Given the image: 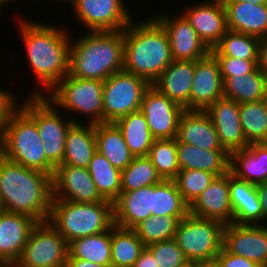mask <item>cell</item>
I'll list each match as a JSON object with an SVG mask.
<instances>
[{
    "label": "cell",
    "mask_w": 267,
    "mask_h": 267,
    "mask_svg": "<svg viewBox=\"0 0 267 267\" xmlns=\"http://www.w3.org/2000/svg\"><path fill=\"white\" fill-rule=\"evenodd\" d=\"M22 18L17 19L18 31L25 48L28 67H30L31 74L36 75V82L38 80L37 85L39 86V90L38 86L31 88L33 89L32 96H46L69 73L72 35L66 30V27L65 29L60 26L57 28L53 24Z\"/></svg>",
    "instance_id": "cell-1"
},
{
    "label": "cell",
    "mask_w": 267,
    "mask_h": 267,
    "mask_svg": "<svg viewBox=\"0 0 267 267\" xmlns=\"http://www.w3.org/2000/svg\"><path fill=\"white\" fill-rule=\"evenodd\" d=\"M53 199L52 176L26 168L0 154V200L4 211L48 221Z\"/></svg>",
    "instance_id": "cell-2"
},
{
    "label": "cell",
    "mask_w": 267,
    "mask_h": 267,
    "mask_svg": "<svg viewBox=\"0 0 267 267\" xmlns=\"http://www.w3.org/2000/svg\"><path fill=\"white\" fill-rule=\"evenodd\" d=\"M123 70L152 85L173 61L170 40L163 26L152 16L134 21L123 30Z\"/></svg>",
    "instance_id": "cell-3"
},
{
    "label": "cell",
    "mask_w": 267,
    "mask_h": 267,
    "mask_svg": "<svg viewBox=\"0 0 267 267\" xmlns=\"http://www.w3.org/2000/svg\"><path fill=\"white\" fill-rule=\"evenodd\" d=\"M77 38L70 43V76L105 81L123 70V30L86 32Z\"/></svg>",
    "instance_id": "cell-4"
},
{
    "label": "cell",
    "mask_w": 267,
    "mask_h": 267,
    "mask_svg": "<svg viewBox=\"0 0 267 267\" xmlns=\"http://www.w3.org/2000/svg\"><path fill=\"white\" fill-rule=\"evenodd\" d=\"M48 222L69 244L75 239L108 231L114 225L113 203L52 199Z\"/></svg>",
    "instance_id": "cell-5"
},
{
    "label": "cell",
    "mask_w": 267,
    "mask_h": 267,
    "mask_svg": "<svg viewBox=\"0 0 267 267\" xmlns=\"http://www.w3.org/2000/svg\"><path fill=\"white\" fill-rule=\"evenodd\" d=\"M0 154L10 161L53 176L36 121L20 107L0 132Z\"/></svg>",
    "instance_id": "cell-6"
},
{
    "label": "cell",
    "mask_w": 267,
    "mask_h": 267,
    "mask_svg": "<svg viewBox=\"0 0 267 267\" xmlns=\"http://www.w3.org/2000/svg\"><path fill=\"white\" fill-rule=\"evenodd\" d=\"M47 94L45 97L57 109H65L70 115L72 112L76 116L86 115L88 123H104L103 81L80 79L68 74Z\"/></svg>",
    "instance_id": "cell-7"
},
{
    "label": "cell",
    "mask_w": 267,
    "mask_h": 267,
    "mask_svg": "<svg viewBox=\"0 0 267 267\" xmlns=\"http://www.w3.org/2000/svg\"><path fill=\"white\" fill-rule=\"evenodd\" d=\"M19 105L36 121L46 158L55 167L62 164L67 131L73 123L82 121L76 117L66 120L45 96L29 95Z\"/></svg>",
    "instance_id": "cell-8"
},
{
    "label": "cell",
    "mask_w": 267,
    "mask_h": 267,
    "mask_svg": "<svg viewBox=\"0 0 267 267\" xmlns=\"http://www.w3.org/2000/svg\"><path fill=\"white\" fill-rule=\"evenodd\" d=\"M224 226L218 220L199 218L189 213L180 220L174 239L187 260L213 259L223 247Z\"/></svg>",
    "instance_id": "cell-9"
},
{
    "label": "cell",
    "mask_w": 267,
    "mask_h": 267,
    "mask_svg": "<svg viewBox=\"0 0 267 267\" xmlns=\"http://www.w3.org/2000/svg\"><path fill=\"white\" fill-rule=\"evenodd\" d=\"M151 85L127 71H119L103 81L104 122H115L141 109L145 91Z\"/></svg>",
    "instance_id": "cell-10"
},
{
    "label": "cell",
    "mask_w": 267,
    "mask_h": 267,
    "mask_svg": "<svg viewBox=\"0 0 267 267\" xmlns=\"http://www.w3.org/2000/svg\"><path fill=\"white\" fill-rule=\"evenodd\" d=\"M67 258V241L48 221H44L33 227L13 267H65Z\"/></svg>",
    "instance_id": "cell-11"
},
{
    "label": "cell",
    "mask_w": 267,
    "mask_h": 267,
    "mask_svg": "<svg viewBox=\"0 0 267 267\" xmlns=\"http://www.w3.org/2000/svg\"><path fill=\"white\" fill-rule=\"evenodd\" d=\"M70 2V3H69ZM124 0H68L71 13L88 32L121 31L132 20Z\"/></svg>",
    "instance_id": "cell-12"
},
{
    "label": "cell",
    "mask_w": 267,
    "mask_h": 267,
    "mask_svg": "<svg viewBox=\"0 0 267 267\" xmlns=\"http://www.w3.org/2000/svg\"><path fill=\"white\" fill-rule=\"evenodd\" d=\"M149 130L156 140L174 139L178 133V123L185 109L160 93L152 85L145 91L141 109Z\"/></svg>",
    "instance_id": "cell-13"
},
{
    "label": "cell",
    "mask_w": 267,
    "mask_h": 267,
    "mask_svg": "<svg viewBox=\"0 0 267 267\" xmlns=\"http://www.w3.org/2000/svg\"><path fill=\"white\" fill-rule=\"evenodd\" d=\"M152 15L166 30L173 60L196 61L207 56L211 50L201 40L190 23L180 13Z\"/></svg>",
    "instance_id": "cell-14"
},
{
    "label": "cell",
    "mask_w": 267,
    "mask_h": 267,
    "mask_svg": "<svg viewBox=\"0 0 267 267\" xmlns=\"http://www.w3.org/2000/svg\"><path fill=\"white\" fill-rule=\"evenodd\" d=\"M52 186L53 199L77 203H97L104 200L86 168L58 165L52 176Z\"/></svg>",
    "instance_id": "cell-15"
},
{
    "label": "cell",
    "mask_w": 267,
    "mask_h": 267,
    "mask_svg": "<svg viewBox=\"0 0 267 267\" xmlns=\"http://www.w3.org/2000/svg\"><path fill=\"white\" fill-rule=\"evenodd\" d=\"M223 247L230 253L257 262L267 263V224H225Z\"/></svg>",
    "instance_id": "cell-16"
},
{
    "label": "cell",
    "mask_w": 267,
    "mask_h": 267,
    "mask_svg": "<svg viewBox=\"0 0 267 267\" xmlns=\"http://www.w3.org/2000/svg\"><path fill=\"white\" fill-rule=\"evenodd\" d=\"M183 12L181 14L210 50L220 42L227 31L226 12L222 0H203L189 8L186 5Z\"/></svg>",
    "instance_id": "cell-17"
},
{
    "label": "cell",
    "mask_w": 267,
    "mask_h": 267,
    "mask_svg": "<svg viewBox=\"0 0 267 267\" xmlns=\"http://www.w3.org/2000/svg\"><path fill=\"white\" fill-rule=\"evenodd\" d=\"M223 97V80L220 66L210 52L195 61L194 79L190 91V110L205 111Z\"/></svg>",
    "instance_id": "cell-18"
},
{
    "label": "cell",
    "mask_w": 267,
    "mask_h": 267,
    "mask_svg": "<svg viewBox=\"0 0 267 267\" xmlns=\"http://www.w3.org/2000/svg\"><path fill=\"white\" fill-rule=\"evenodd\" d=\"M239 105L222 97L205 110L215 126L221 145L229 154L249 145L241 126Z\"/></svg>",
    "instance_id": "cell-19"
},
{
    "label": "cell",
    "mask_w": 267,
    "mask_h": 267,
    "mask_svg": "<svg viewBox=\"0 0 267 267\" xmlns=\"http://www.w3.org/2000/svg\"><path fill=\"white\" fill-rule=\"evenodd\" d=\"M38 222L24 214H0V261L13 267L18 261L33 227Z\"/></svg>",
    "instance_id": "cell-20"
},
{
    "label": "cell",
    "mask_w": 267,
    "mask_h": 267,
    "mask_svg": "<svg viewBox=\"0 0 267 267\" xmlns=\"http://www.w3.org/2000/svg\"><path fill=\"white\" fill-rule=\"evenodd\" d=\"M191 215L233 223V210L229 194V172L216 176L211 184L189 206Z\"/></svg>",
    "instance_id": "cell-21"
},
{
    "label": "cell",
    "mask_w": 267,
    "mask_h": 267,
    "mask_svg": "<svg viewBox=\"0 0 267 267\" xmlns=\"http://www.w3.org/2000/svg\"><path fill=\"white\" fill-rule=\"evenodd\" d=\"M177 143H186L206 150H225L211 118L205 111L185 110L179 119Z\"/></svg>",
    "instance_id": "cell-22"
},
{
    "label": "cell",
    "mask_w": 267,
    "mask_h": 267,
    "mask_svg": "<svg viewBox=\"0 0 267 267\" xmlns=\"http://www.w3.org/2000/svg\"><path fill=\"white\" fill-rule=\"evenodd\" d=\"M194 71L195 61L173 60L152 86L185 110H190Z\"/></svg>",
    "instance_id": "cell-23"
},
{
    "label": "cell",
    "mask_w": 267,
    "mask_h": 267,
    "mask_svg": "<svg viewBox=\"0 0 267 267\" xmlns=\"http://www.w3.org/2000/svg\"><path fill=\"white\" fill-rule=\"evenodd\" d=\"M226 12L227 30L252 35L267 36V3L222 1Z\"/></svg>",
    "instance_id": "cell-24"
},
{
    "label": "cell",
    "mask_w": 267,
    "mask_h": 267,
    "mask_svg": "<svg viewBox=\"0 0 267 267\" xmlns=\"http://www.w3.org/2000/svg\"><path fill=\"white\" fill-rule=\"evenodd\" d=\"M229 194L233 223L263 225V211L255 184L241 180L229 171Z\"/></svg>",
    "instance_id": "cell-25"
},
{
    "label": "cell",
    "mask_w": 267,
    "mask_h": 267,
    "mask_svg": "<svg viewBox=\"0 0 267 267\" xmlns=\"http://www.w3.org/2000/svg\"><path fill=\"white\" fill-rule=\"evenodd\" d=\"M153 192L154 185L133 191H121L113 203L114 225L133 229L139 222L152 216Z\"/></svg>",
    "instance_id": "cell-26"
},
{
    "label": "cell",
    "mask_w": 267,
    "mask_h": 267,
    "mask_svg": "<svg viewBox=\"0 0 267 267\" xmlns=\"http://www.w3.org/2000/svg\"><path fill=\"white\" fill-rule=\"evenodd\" d=\"M229 171L237 178L252 184L267 181V147L251 143L230 153Z\"/></svg>",
    "instance_id": "cell-27"
},
{
    "label": "cell",
    "mask_w": 267,
    "mask_h": 267,
    "mask_svg": "<svg viewBox=\"0 0 267 267\" xmlns=\"http://www.w3.org/2000/svg\"><path fill=\"white\" fill-rule=\"evenodd\" d=\"M180 170L197 169L221 176L229 172L230 154L226 150H206L177 143Z\"/></svg>",
    "instance_id": "cell-28"
},
{
    "label": "cell",
    "mask_w": 267,
    "mask_h": 267,
    "mask_svg": "<svg viewBox=\"0 0 267 267\" xmlns=\"http://www.w3.org/2000/svg\"><path fill=\"white\" fill-rule=\"evenodd\" d=\"M96 151L95 124L73 123L67 131L62 164L87 169Z\"/></svg>",
    "instance_id": "cell-29"
},
{
    "label": "cell",
    "mask_w": 267,
    "mask_h": 267,
    "mask_svg": "<svg viewBox=\"0 0 267 267\" xmlns=\"http://www.w3.org/2000/svg\"><path fill=\"white\" fill-rule=\"evenodd\" d=\"M96 149L120 171L133 160L121 130L114 122L95 124Z\"/></svg>",
    "instance_id": "cell-30"
},
{
    "label": "cell",
    "mask_w": 267,
    "mask_h": 267,
    "mask_svg": "<svg viewBox=\"0 0 267 267\" xmlns=\"http://www.w3.org/2000/svg\"><path fill=\"white\" fill-rule=\"evenodd\" d=\"M223 97L241 104L263 100L267 75L258 67L245 75L222 77Z\"/></svg>",
    "instance_id": "cell-31"
},
{
    "label": "cell",
    "mask_w": 267,
    "mask_h": 267,
    "mask_svg": "<svg viewBox=\"0 0 267 267\" xmlns=\"http://www.w3.org/2000/svg\"><path fill=\"white\" fill-rule=\"evenodd\" d=\"M114 123L121 130L124 140L134 157L148 156L156 139L150 132L145 115L141 110L122 116Z\"/></svg>",
    "instance_id": "cell-32"
},
{
    "label": "cell",
    "mask_w": 267,
    "mask_h": 267,
    "mask_svg": "<svg viewBox=\"0 0 267 267\" xmlns=\"http://www.w3.org/2000/svg\"><path fill=\"white\" fill-rule=\"evenodd\" d=\"M68 258L84 259L96 264H111V228L70 242Z\"/></svg>",
    "instance_id": "cell-33"
},
{
    "label": "cell",
    "mask_w": 267,
    "mask_h": 267,
    "mask_svg": "<svg viewBox=\"0 0 267 267\" xmlns=\"http://www.w3.org/2000/svg\"><path fill=\"white\" fill-rule=\"evenodd\" d=\"M100 196L114 203L121 194V171L96 151L87 168Z\"/></svg>",
    "instance_id": "cell-34"
},
{
    "label": "cell",
    "mask_w": 267,
    "mask_h": 267,
    "mask_svg": "<svg viewBox=\"0 0 267 267\" xmlns=\"http://www.w3.org/2000/svg\"><path fill=\"white\" fill-rule=\"evenodd\" d=\"M145 248L133 229L111 227V265L113 267H133Z\"/></svg>",
    "instance_id": "cell-35"
},
{
    "label": "cell",
    "mask_w": 267,
    "mask_h": 267,
    "mask_svg": "<svg viewBox=\"0 0 267 267\" xmlns=\"http://www.w3.org/2000/svg\"><path fill=\"white\" fill-rule=\"evenodd\" d=\"M189 213V205L181 196L173 180H162L154 184L152 216H178L183 219Z\"/></svg>",
    "instance_id": "cell-36"
},
{
    "label": "cell",
    "mask_w": 267,
    "mask_h": 267,
    "mask_svg": "<svg viewBox=\"0 0 267 267\" xmlns=\"http://www.w3.org/2000/svg\"><path fill=\"white\" fill-rule=\"evenodd\" d=\"M214 57H233L258 61L259 38L227 30L220 42L211 49Z\"/></svg>",
    "instance_id": "cell-37"
},
{
    "label": "cell",
    "mask_w": 267,
    "mask_h": 267,
    "mask_svg": "<svg viewBox=\"0 0 267 267\" xmlns=\"http://www.w3.org/2000/svg\"><path fill=\"white\" fill-rule=\"evenodd\" d=\"M242 130L248 144L267 140V108L263 102H246L239 105Z\"/></svg>",
    "instance_id": "cell-38"
},
{
    "label": "cell",
    "mask_w": 267,
    "mask_h": 267,
    "mask_svg": "<svg viewBox=\"0 0 267 267\" xmlns=\"http://www.w3.org/2000/svg\"><path fill=\"white\" fill-rule=\"evenodd\" d=\"M162 180L148 156L134 157L121 171V191H133L158 184Z\"/></svg>",
    "instance_id": "cell-39"
},
{
    "label": "cell",
    "mask_w": 267,
    "mask_h": 267,
    "mask_svg": "<svg viewBox=\"0 0 267 267\" xmlns=\"http://www.w3.org/2000/svg\"><path fill=\"white\" fill-rule=\"evenodd\" d=\"M180 220L178 216H150L139 222L133 230L147 247L157 242L173 239Z\"/></svg>",
    "instance_id": "cell-40"
},
{
    "label": "cell",
    "mask_w": 267,
    "mask_h": 267,
    "mask_svg": "<svg viewBox=\"0 0 267 267\" xmlns=\"http://www.w3.org/2000/svg\"><path fill=\"white\" fill-rule=\"evenodd\" d=\"M148 157L163 180H173L180 171L176 138L155 140Z\"/></svg>",
    "instance_id": "cell-41"
},
{
    "label": "cell",
    "mask_w": 267,
    "mask_h": 267,
    "mask_svg": "<svg viewBox=\"0 0 267 267\" xmlns=\"http://www.w3.org/2000/svg\"><path fill=\"white\" fill-rule=\"evenodd\" d=\"M215 174L197 169L180 170L173 179L178 191L190 206L197 197L211 184Z\"/></svg>",
    "instance_id": "cell-42"
},
{
    "label": "cell",
    "mask_w": 267,
    "mask_h": 267,
    "mask_svg": "<svg viewBox=\"0 0 267 267\" xmlns=\"http://www.w3.org/2000/svg\"><path fill=\"white\" fill-rule=\"evenodd\" d=\"M147 248L153 253L159 267H177L187 260L174 238L151 244Z\"/></svg>",
    "instance_id": "cell-43"
},
{
    "label": "cell",
    "mask_w": 267,
    "mask_h": 267,
    "mask_svg": "<svg viewBox=\"0 0 267 267\" xmlns=\"http://www.w3.org/2000/svg\"><path fill=\"white\" fill-rule=\"evenodd\" d=\"M220 66L221 77H235L253 72L258 61H249L233 57H215Z\"/></svg>",
    "instance_id": "cell-44"
},
{
    "label": "cell",
    "mask_w": 267,
    "mask_h": 267,
    "mask_svg": "<svg viewBox=\"0 0 267 267\" xmlns=\"http://www.w3.org/2000/svg\"><path fill=\"white\" fill-rule=\"evenodd\" d=\"M6 91L4 88H0V132L4 129V126L14 115V113L21 107L17 103V94H12L11 90Z\"/></svg>",
    "instance_id": "cell-45"
},
{
    "label": "cell",
    "mask_w": 267,
    "mask_h": 267,
    "mask_svg": "<svg viewBox=\"0 0 267 267\" xmlns=\"http://www.w3.org/2000/svg\"><path fill=\"white\" fill-rule=\"evenodd\" d=\"M218 267H259L260 265L252 260L234 255L222 247L221 252L215 257Z\"/></svg>",
    "instance_id": "cell-46"
},
{
    "label": "cell",
    "mask_w": 267,
    "mask_h": 267,
    "mask_svg": "<svg viewBox=\"0 0 267 267\" xmlns=\"http://www.w3.org/2000/svg\"><path fill=\"white\" fill-rule=\"evenodd\" d=\"M133 267H159V266L156 263L153 253L147 247H145L141 251L139 258L136 260Z\"/></svg>",
    "instance_id": "cell-47"
},
{
    "label": "cell",
    "mask_w": 267,
    "mask_h": 267,
    "mask_svg": "<svg viewBox=\"0 0 267 267\" xmlns=\"http://www.w3.org/2000/svg\"><path fill=\"white\" fill-rule=\"evenodd\" d=\"M258 68L267 75V36L259 38Z\"/></svg>",
    "instance_id": "cell-48"
},
{
    "label": "cell",
    "mask_w": 267,
    "mask_h": 267,
    "mask_svg": "<svg viewBox=\"0 0 267 267\" xmlns=\"http://www.w3.org/2000/svg\"><path fill=\"white\" fill-rule=\"evenodd\" d=\"M256 190L263 211V225L267 224V181L256 185Z\"/></svg>",
    "instance_id": "cell-49"
},
{
    "label": "cell",
    "mask_w": 267,
    "mask_h": 267,
    "mask_svg": "<svg viewBox=\"0 0 267 267\" xmlns=\"http://www.w3.org/2000/svg\"><path fill=\"white\" fill-rule=\"evenodd\" d=\"M65 267H113L111 264H96L84 259L67 258Z\"/></svg>",
    "instance_id": "cell-50"
},
{
    "label": "cell",
    "mask_w": 267,
    "mask_h": 267,
    "mask_svg": "<svg viewBox=\"0 0 267 267\" xmlns=\"http://www.w3.org/2000/svg\"><path fill=\"white\" fill-rule=\"evenodd\" d=\"M195 267H218L217 259H207L195 261Z\"/></svg>",
    "instance_id": "cell-51"
},
{
    "label": "cell",
    "mask_w": 267,
    "mask_h": 267,
    "mask_svg": "<svg viewBox=\"0 0 267 267\" xmlns=\"http://www.w3.org/2000/svg\"><path fill=\"white\" fill-rule=\"evenodd\" d=\"M222 1H240V2H251L255 5H260V4H266L267 0H222Z\"/></svg>",
    "instance_id": "cell-52"
},
{
    "label": "cell",
    "mask_w": 267,
    "mask_h": 267,
    "mask_svg": "<svg viewBox=\"0 0 267 267\" xmlns=\"http://www.w3.org/2000/svg\"><path fill=\"white\" fill-rule=\"evenodd\" d=\"M177 267H195V261H193V260H186L184 263L180 264Z\"/></svg>",
    "instance_id": "cell-53"
},
{
    "label": "cell",
    "mask_w": 267,
    "mask_h": 267,
    "mask_svg": "<svg viewBox=\"0 0 267 267\" xmlns=\"http://www.w3.org/2000/svg\"><path fill=\"white\" fill-rule=\"evenodd\" d=\"M10 1L12 2V0H0V8H2L3 9V7L5 6V5H8L7 3H10ZM18 0H16V2H17ZM19 1H22V0H19ZM13 2H15V0H13ZM0 14H2V12H1V9H0ZM2 15H0V17H1Z\"/></svg>",
    "instance_id": "cell-54"
},
{
    "label": "cell",
    "mask_w": 267,
    "mask_h": 267,
    "mask_svg": "<svg viewBox=\"0 0 267 267\" xmlns=\"http://www.w3.org/2000/svg\"><path fill=\"white\" fill-rule=\"evenodd\" d=\"M263 102L267 108V82H266L265 94L263 96Z\"/></svg>",
    "instance_id": "cell-55"
},
{
    "label": "cell",
    "mask_w": 267,
    "mask_h": 267,
    "mask_svg": "<svg viewBox=\"0 0 267 267\" xmlns=\"http://www.w3.org/2000/svg\"><path fill=\"white\" fill-rule=\"evenodd\" d=\"M4 211L3 207H2V203H1V200H0V214Z\"/></svg>",
    "instance_id": "cell-56"
},
{
    "label": "cell",
    "mask_w": 267,
    "mask_h": 267,
    "mask_svg": "<svg viewBox=\"0 0 267 267\" xmlns=\"http://www.w3.org/2000/svg\"><path fill=\"white\" fill-rule=\"evenodd\" d=\"M53 1H55V0H53ZM56 1H60V0H56ZM63 1V3H68V0H61L60 2H62Z\"/></svg>",
    "instance_id": "cell-57"
},
{
    "label": "cell",
    "mask_w": 267,
    "mask_h": 267,
    "mask_svg": "<svg viewBox=\"0 0 267 267\" xmlns=\"http://www.w3.org/2000/svg\"><path fill=\"white\" fill-rule=\"evenodd\" d=\"M0 267H7V266L0 261Z\"/></svg>",
    "instance_id": "cell-58"
},
{
    "label": "cell",
    "mask_w": 267,
    "mask_h": 267,
    "mask_svg": "<svg viewBox=\"0 0 267 267\" xmlns=\"http://www.w3.org/2000/svg\"><path fill=\"white\" fill-rule=\"evenodd\" d=\"M259 267H267V263L260 265Z\"/></svg>",
    "instance_id": "cell-59"
},
{
    "label": "cell",
    "mask_w": 267,
    "mask_h": 267,
    "mask_svg": "<svg viewBox=\"0 0 267 267\" xmlns=\"http://www.w3.org/2000/svg\"><path fill=\"white\" fill-rule=\"evenodd\" d=\"M263 144L267 147V140L263 142Z\"/></svg>",
    "instance_id": "cell-60"
}]
</instances>
